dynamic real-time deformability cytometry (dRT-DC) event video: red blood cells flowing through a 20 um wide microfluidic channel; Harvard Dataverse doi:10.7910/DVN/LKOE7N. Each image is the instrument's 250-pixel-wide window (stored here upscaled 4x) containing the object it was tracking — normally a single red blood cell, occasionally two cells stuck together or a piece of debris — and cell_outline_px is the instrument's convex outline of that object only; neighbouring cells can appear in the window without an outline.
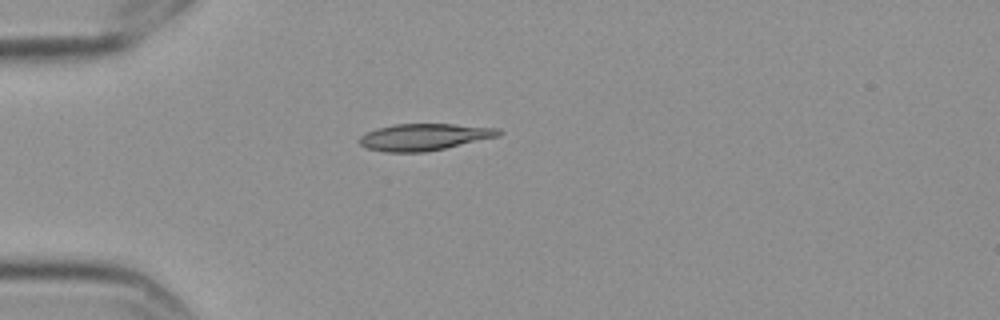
{"species": "Egyptian fruit bat (a non-hibernating species)", "species_latin": "Rousettus aegyptiacus", "temperature_condition": "cold", "stored_images_in_passage": 4, "camera_frame_rate_fps": 3000, "um_per_image_px": 0.085, "frame": {"image": 1, "passage_image": 1, "time_ms": 0.0, "image_size_px": [1000, 320], "cell_outline_px": [[504, 132], [500, 136], [444, 148], [424, 152], [384, 152], [368, 148], [360, 144], [356, 140], [364, 132], [376, 128], [396, 124], [452, 124], [500, 128]], "centroid_in_image_um": [36.04, 11.64], "position_along_channel_um": 49.0, "area_um2": 21.85}}
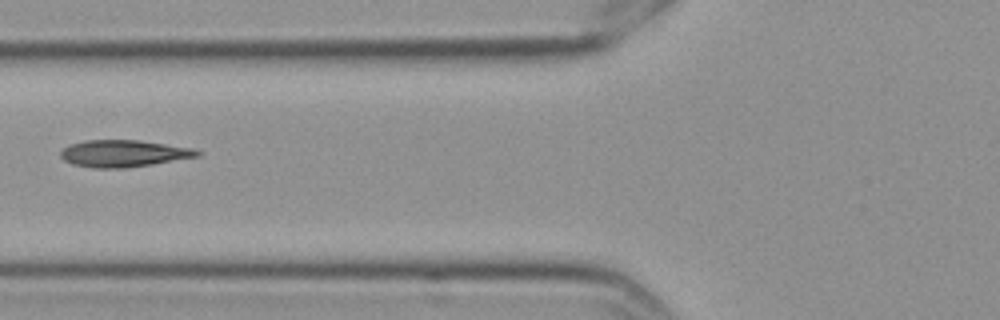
{"frame": {"image": 2, "passage_image": 3, "time_ms": 0.667, "image_size_px": [1000, 320], "cell_outline_px": [[204, 152], [200, 156], [152, 164], [124, 168], [92, 168], [72, 164], [64, 160], [60, 156], [60, 152], [68, 144], [84, 140], [140, 140], [196, 148]], "centroid_in_image_um": [10.53, 13.04], "position_along_channel_um": 115.3, "area_um2": 21.73}}
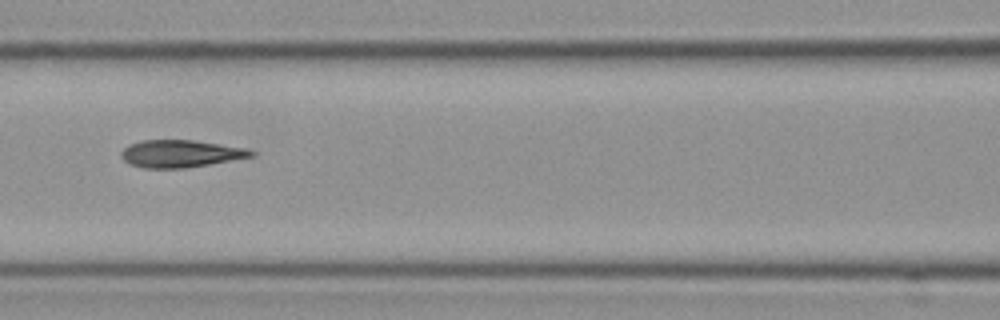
{"frame": {"image": 3, "passage_image": 4, "time_ms": 1.0, "image_size_px": [1000, 320], "cell_outline_px": [[256, 156], [184, 168], [144, 168], [128, 164], [120, 156], [120, 152], [128, 144], [140, 140], [192, 140], [248, 148], [256, 152]], "centroid_in_image_um": [15.33, 13.06], "position_along_channel_um": 151.3, "area_um2": 20.87}}